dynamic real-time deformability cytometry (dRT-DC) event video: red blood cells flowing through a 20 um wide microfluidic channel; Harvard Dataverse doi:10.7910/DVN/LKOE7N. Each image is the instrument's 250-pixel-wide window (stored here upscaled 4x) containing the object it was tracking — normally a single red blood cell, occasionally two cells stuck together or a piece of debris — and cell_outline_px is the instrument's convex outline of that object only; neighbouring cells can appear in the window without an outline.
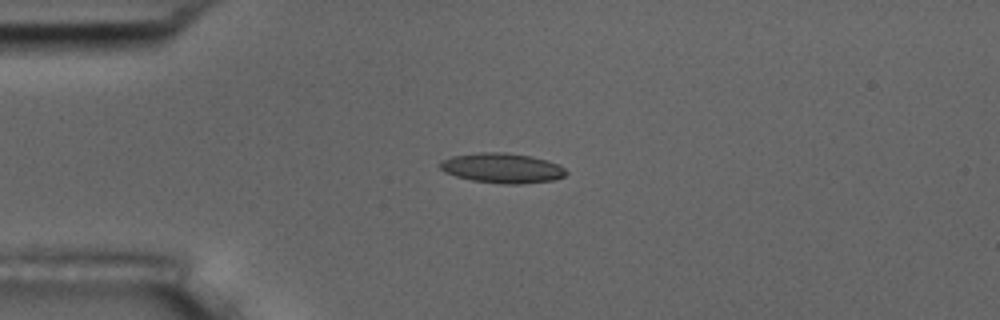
{"species": "common noctule bat (a hibernating species)", "species_latin": "Nyctalus noctula", "temperature_condition": "room temperature", "stored_images_in_passage": 54, "camera_frame_rate_fps": 3000, "um_per_image_px": 0.085, "animal": {"sex": "male", "body_mass_g": 17.5, "forearm_length_mm": 52.3}, "frame": {"image": 1, "passage_image": 13, "time_ms": 4.0, "image_size_px": [1000, 320], "cell_outline_px": [[568, 172], [564, 176], [556, 180], [520, 184], [504, 184], [472, 180], [456, 176], [444, 172], [440, 168], [440, 160], [452, 156], [480, 152], [504, 152], [532, 156], [548, 160], [560, 164]], "centroid_in_image_um": [42.71, 14.28], "position_along_channel_um": 42.3, "area_um2": 22.2}}
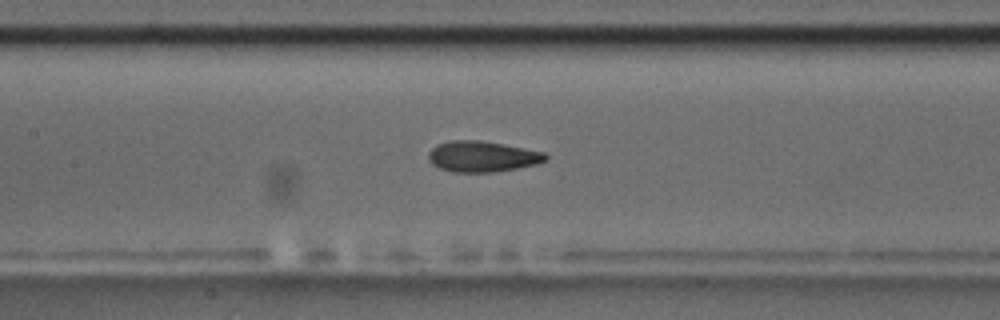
{"frame": {"image": 2, "passage_image": 25, "time_ms": 8.0, "image_size_px": [1000, 320], "cell_outline_px": [[548, 156], [544, 160], [536, 164], [516, 168], [492, 172], [456, 172], [440, 168], [432, 164], [428, 160], [428, 152], [436, 144], [452, 140], [480, 140], [504, 144], [544, 152]], "centroid_in_image_um": [40.95, 13.29], "position_along_channel_um": 166.4, "area_um2": 20.92}}
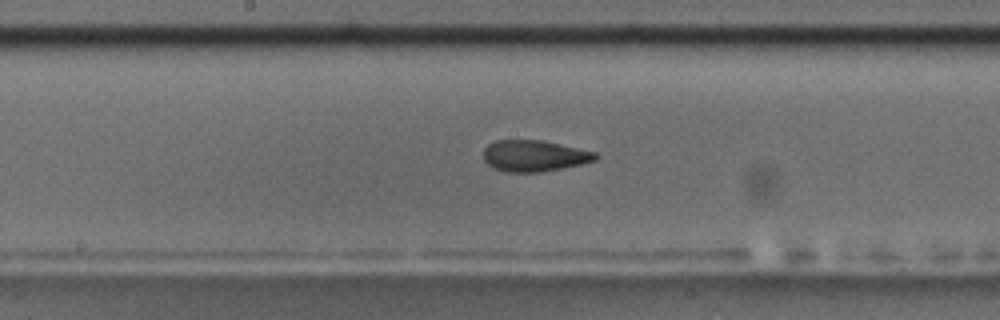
{"frame": {"image": 3, "passage_image": 28, "time_ms": 9.0, "image_size_px": [1000, 320], "cell_outline_px": [[600, 156], [596, 160], [580, 164], [540, 172], [504, 172], [488, 164], [484, 160], [484, 148], [488, 144], [496, 140], [540, 140], [596, 152]], "centroid_in_image_um": [45.4, 13.24], "position_along_channel_um": 202.8, "area_um2": 20.23}, "authors_computed_cell_mechanics": {"area_um2": 20.6924, "velocity_mm_per_s": 3.6728, "shape_relaxation_time_tau1_ms": 6.2366, "shape_relaxation_time_tau2_ms": 2.0792, "deformation_change_tau1": 0.1878, "deformation_change_tau2": 0.0752}}